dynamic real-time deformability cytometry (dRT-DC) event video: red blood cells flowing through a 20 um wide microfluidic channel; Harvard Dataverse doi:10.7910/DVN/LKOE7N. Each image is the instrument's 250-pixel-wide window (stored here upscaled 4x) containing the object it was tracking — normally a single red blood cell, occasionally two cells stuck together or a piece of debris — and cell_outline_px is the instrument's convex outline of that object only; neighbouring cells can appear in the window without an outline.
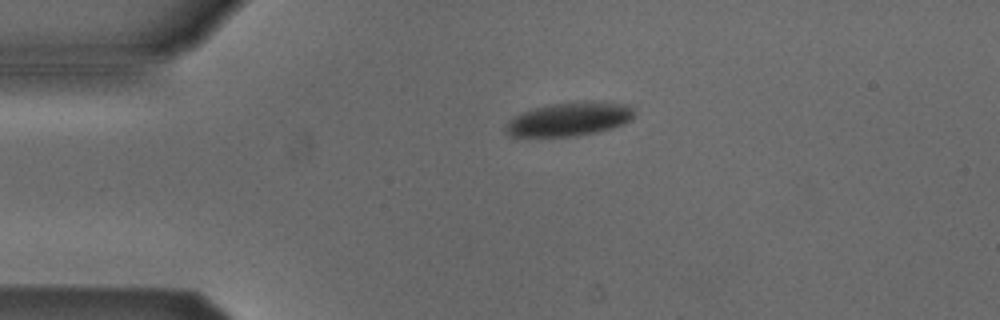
{"species": "Egyptian fruit bat (a non-hibernating species)", "species_latin": "Rousettus aegyptiacus", "temperature_condition": "cold", "stored_images_in_passage": 4, "camera_frame_rate_fps": 3000, "um_per_image_px": 0.085, "animal": {"sex": "male"}, "frame": {"image": 1, "passage_image": 4, "time_ms": 4.333, "image_size_px": [1000, 320], "cell_outline_px": [[636, 116], [632, 120], [624, 124], [612, 128], [596, 132], [576, 136], [508, 136], [504, 132], [504, 124], [512, 116], [520, 112], [532, 108], [552, 104], [588, 100], [596, 100], [632, 104]], "centroid_in_image_um": [48.42, 10.1], "position_along_channel_um": 36.6, "area_um2": 26.07}}